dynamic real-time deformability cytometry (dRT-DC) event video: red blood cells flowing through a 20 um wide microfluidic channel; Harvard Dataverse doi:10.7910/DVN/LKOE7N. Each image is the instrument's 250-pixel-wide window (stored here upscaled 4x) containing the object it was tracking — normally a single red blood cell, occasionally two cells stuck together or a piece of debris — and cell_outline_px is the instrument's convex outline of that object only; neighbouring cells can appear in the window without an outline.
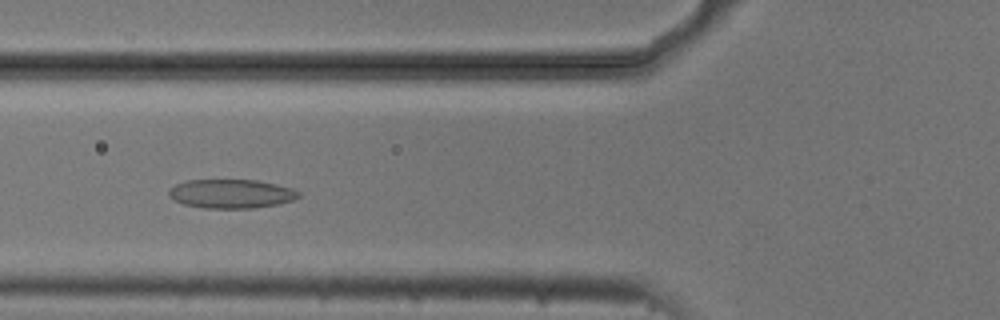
{"species": "common noctule bat (a hibernating species)", "species_latin": "Nyctalus noctula", "temperature_condition": "cold", "stored_images_in_passage": 7, "camera_frame_rate_fps": 3000, "um_per_image_px": 0.085, "animal": {"sex": "male", "body_mass_g": 20.5, "forearm_length_mm": 52.5}, "frame": {"image": 1, "passage_image": 5, "time_ms": 1.333, "image_size_px": [1000, 320], "cell_outline_px": [[300, 196], [292, 200], [276, 204], [252, 208], [204, 208], [184, 204], [168, 196], [168, 188], [176, 184], [188, 180], [256, 180], [276, 184], [292, 188], [300, 192]], "centroid_in_image_um": [19.63, 16.46], "position_along_channel_um": 106.2, "area_um2": 21.79}}
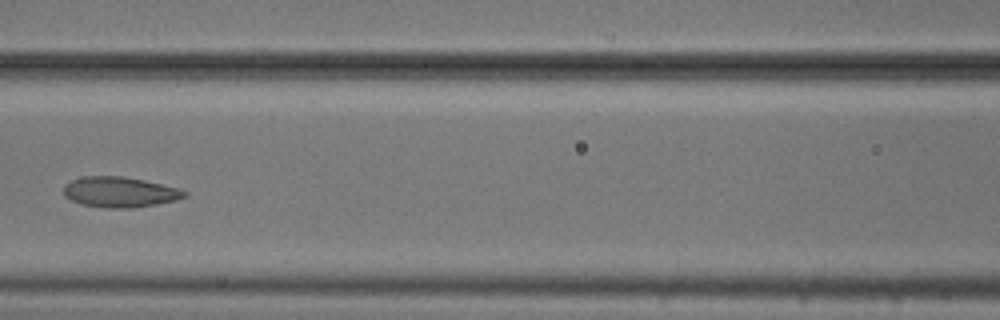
{"frame": {"image": 2, "passage_image": 6, "time_ms": 1.667, "image_size_px": [1000, 320], "cell_outline_px": [[188, 196], [176, 200], [156, 204], [132, 208], [108, 208], [80, 204], [64, 196], [64, 184], [72, 180], [84, 176], [124, 176], [144, 180], [176, 188], [188, 192]], "centroid_in_image_um": [10.17, 16.32], "position_along_channel_um": 156.4, "area_um2": 21.39}}
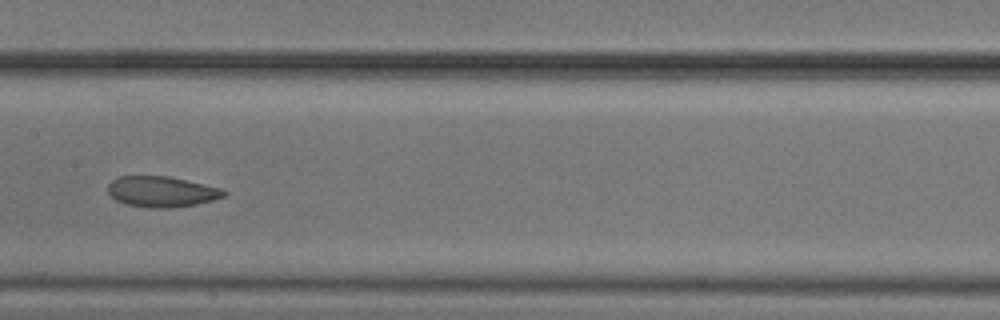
{"frame": {"image": 3, "passage_image": 7, "time_ms": 2.0, "image_size_px": [1000, 320], "cell_outline_px": [[228, 192], [224, 196], [212, 200], [196, 204], [168, 208], [148, 208], [128, 204], [116, 200], [108, 192], [108, 184], [112, 180], [120, 176], [168, 176], [220, 188]], "centroid_in_image_um": [13.72, 16.29], "position_along_channel_um": 193.7, "area_um2": 20.52}}